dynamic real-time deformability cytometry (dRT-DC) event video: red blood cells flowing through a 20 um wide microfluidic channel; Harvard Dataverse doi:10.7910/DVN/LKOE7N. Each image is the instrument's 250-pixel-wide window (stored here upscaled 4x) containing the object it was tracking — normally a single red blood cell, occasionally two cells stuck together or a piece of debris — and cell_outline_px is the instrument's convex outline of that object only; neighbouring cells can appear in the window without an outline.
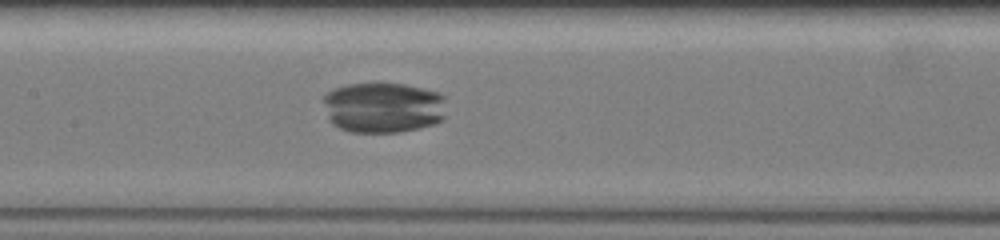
{"species": "common noctule bat (a hibernating species)", "species_latin": "Nyctalus noctula", "temperature_condition": "warm", "stored_images_in_passage": 25, "camera_frame_rate_fps": 3000, "um_per_image_px": 0.085, "animal": {"sex": "female", "body_mass_g": 19.5, "forearm_length_mm": 54.1}, "frame": {"image": 1, "passage_image": 10, "time_ms": 7.0, "image_size_px": [1000, 240], "cell_outline_px": [[444, 120], [420, 128], [400, 132], [348, 132], [332, 124], [328, 116], [324, 100], [324, 96], [328, 92], [336, 88], [348, 84], [404, 84], [436, 92], [444, 96]], "centroid_in_image_um": [32.58, 9.16], "position_along_channel_um": 174.8, "area_um2": 36.13}}
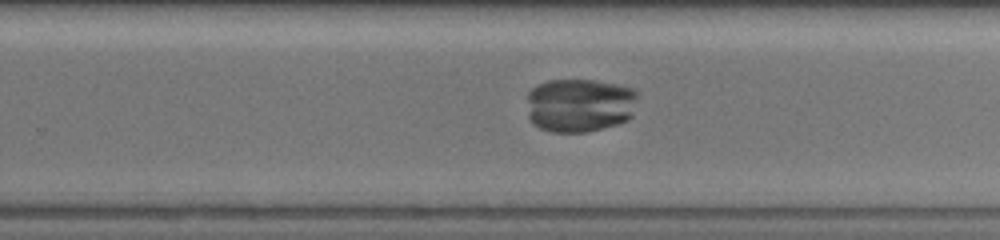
{"frame": {"image": 2, "passage_image": 17, "time_ms": 9.667, "image_size_px": [1000, 240], "cell_outline_px": [[636, 96], [632, 116], [628, 120], [616, 124], [584, 132], [552, 132], [540, 128], [532, 124], [528, 116], [528, 92], [536, 84], [548, 80], [592, 80], [632, 88], [636, 92]], "centroid_in_image_um": [49.22, 8.94], "position_along_channel_um": 280.6, "area_um2": 34.68}}
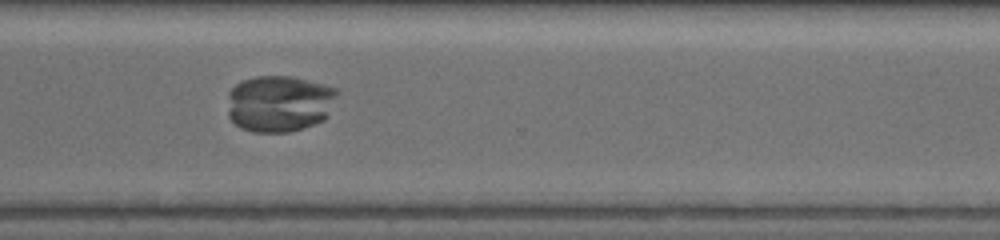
{"frame": {"image": 3, "passage_image": 21, "time_ms": 11.333, "image_size_px": [1000, 240], "cell_outline_px": [[340, 92], [328, 116], [324, 120], [304, 128], [288, 132], [252, 132], [240, 128], [228, 116], [228, 92], [240, 80], [256, 76], [292, 76], [324, 84], [336, 88]], "centroid_in_image_um": [23.76, 8.79], "position_along_channel_um": 346.8, "area_um2": 36.76}}